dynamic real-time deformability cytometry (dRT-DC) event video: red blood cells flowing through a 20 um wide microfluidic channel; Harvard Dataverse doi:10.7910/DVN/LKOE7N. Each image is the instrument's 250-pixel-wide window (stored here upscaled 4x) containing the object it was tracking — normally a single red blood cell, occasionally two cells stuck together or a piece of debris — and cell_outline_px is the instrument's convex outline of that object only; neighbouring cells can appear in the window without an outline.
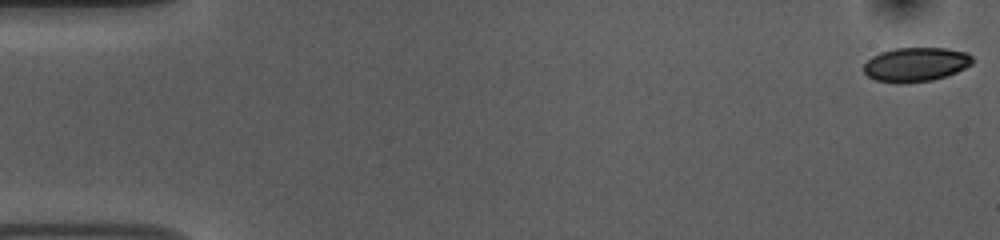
{"species": "common noctule bat (a hibernating species)", "species_latin": "Nyctalus noctula", "temperature_condition": "room temperature", "stored_images_in_passage": 54, "camera_frame_rate_fps": 3000, "um_per_image_px": 0.085, "animal": {"sex": "female", "body_mass_g": 10.0, "forearm_length_mm": 53.1}, "frame": {"image": 1, "passage_image": 1, "time_ms": 0.0, "image_size_px": [1000, 240], "cell_outline_px": [[972, 64], [956, 72], [932, 80], [904, 84], [876, 80], [868, 76], [864, 72], [864, 64], [872, 56], [880, 52], [892, 48], [944, 48], [968, 52], [972, 56]], "centroid_in_image_um": [77.83, 5.47], "position_along_channel_um": 7.2, "area_um2": 21.68}}
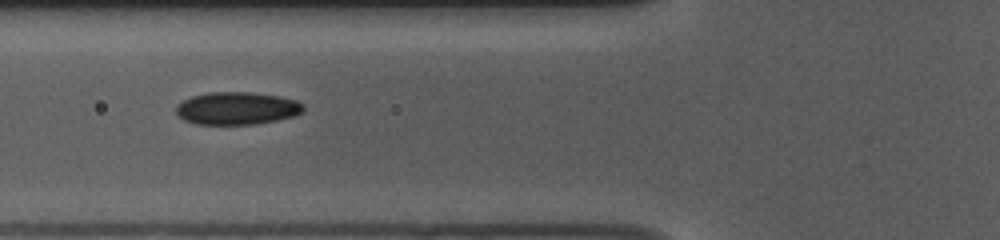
{"frame": {"image": 2, "passage_image": 20, "time_ms": 6.333, "image_size_px": [1000, 240], "cell_outline_px": [[304, 108], [300, 112], [292, 116], [276, 120], [256, 124], [196, 124], [184, 120], [176, 112], [176, 104], [192, 96], [208, 92], [248, 92], [276, 96], [296, 100], [304, 104]], "centroid_in_image_um": [20.1, 9.2], "position_along_channel_um": 105.7, "area_um2": 23.99}}
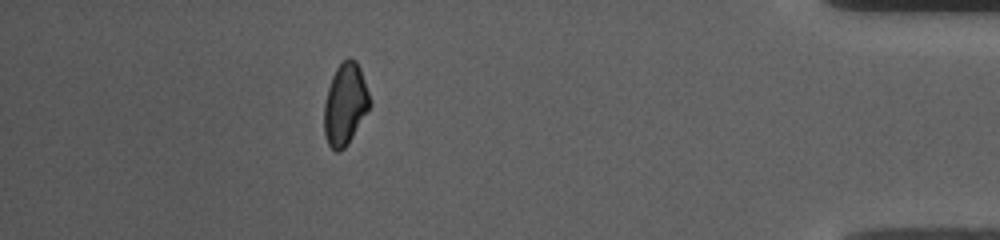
{"frame": {"image": 3, "passage_image": 48, "time_ms": 15.667, "image_size_px": [1000, 240], "cell_outline_px": [[372, 104], [348, 144], [340, 152], [336, 152], [328, 144], [324, 136], [324, 100], [332, 76], [336, 68], [348, 56], [356, 60], [360, 68], [372, 100]], "centroid_in_image_um": [29.35, 8.86], "position_along_channel_um": 405.9, "area_um2": 22.02}, "authors_computed_cell_mechanics": {"area_um2": 22.5998, "velocity_mm_per_s": 3.7373, "shape_relaxation_time_tau1_ms": 3.0499, "shape_relaxation_time_tau2_ms": null, "deformation_change_tau1": 0.0847, "deformation_change_tau2": null}}